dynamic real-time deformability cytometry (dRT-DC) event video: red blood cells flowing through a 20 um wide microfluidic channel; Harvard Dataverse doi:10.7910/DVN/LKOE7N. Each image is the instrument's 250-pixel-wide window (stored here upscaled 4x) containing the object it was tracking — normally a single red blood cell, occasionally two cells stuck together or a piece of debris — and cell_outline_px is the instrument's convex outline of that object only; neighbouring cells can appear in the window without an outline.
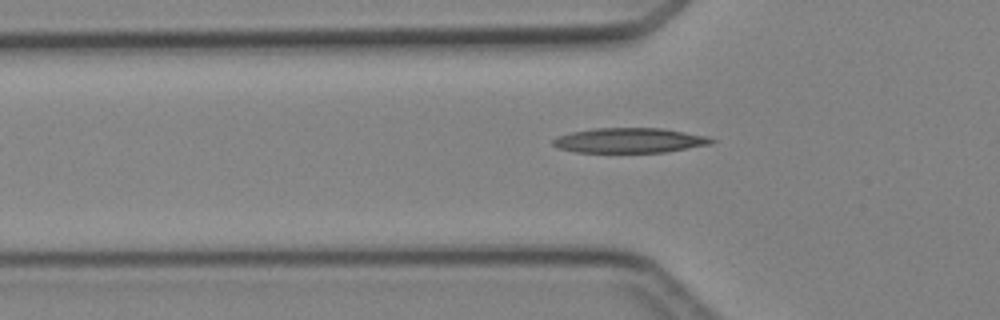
{"species": "Egyptian fruit bat (a non-hibernating species)", "species_latin": "Rousettus aegyptiacus", "temperature_condition": "cold", "stored_images_in_passage": 2, "camera_frame_rate_fps": 3000, "um_per_image_px": 0.085, "animal": {"sex": "female"}, "frame": {"image": 1, "passage_image": 2, "time_ms": 1.333, "image_size_px": [1000, 320], "cell_outline_px": [[716, 140], [712, 144], [664, 152], [576, 152], [560, 148], [552, 144], [552, 140], [556, 136], [572, 132], [592, 128], [664, 128], [708, 136]], "centroid_in_image_um": [53.53, 11.92], "position_along_channel_um": 72.3, "area_um2": 23.06}}